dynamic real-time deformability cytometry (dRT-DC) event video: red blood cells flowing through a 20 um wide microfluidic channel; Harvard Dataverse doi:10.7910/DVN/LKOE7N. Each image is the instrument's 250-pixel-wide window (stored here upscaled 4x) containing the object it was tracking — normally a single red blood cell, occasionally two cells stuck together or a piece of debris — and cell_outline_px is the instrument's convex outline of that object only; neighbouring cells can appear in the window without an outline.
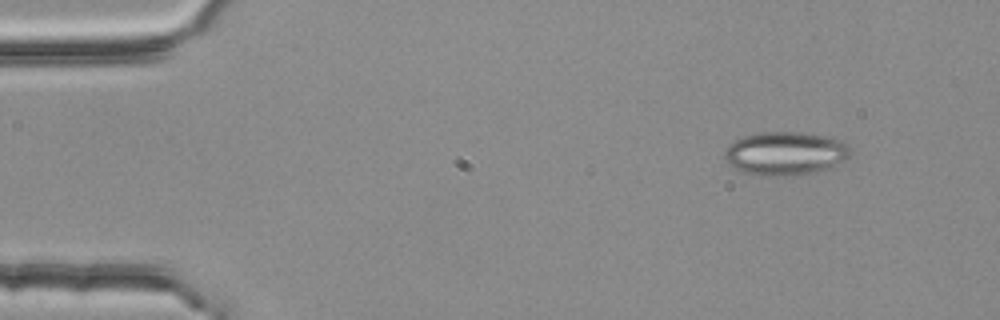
{"species": "common noctule bat (a hibernating species)", "species_latin": "Nyctalus noctula", "temperature_condition": "room temperature", "stored_images_in_passage": 4, "camera_frame_rate_fps": 3000, "um_per_image_px": 0.085, "animal": {"sex": "female", "body_mass_g": 25.1}, "frame": {"image": 1, "passage_image": 1, "time_ms": 0.0, "image_size_px": [1000, 320], "cell_outline_px": [[852, 152], [844, 160], [832, 168], [816, 172], [788, 176], [764, 176], [744, 172], [732, 168], [728, 164], [724, 156], [724, 152], [728, 144], [744, 136], [756, 132], [800, 132], [828, 136], [844, 140], [848, 144]], "centroid_in_image_um": [66.77, 13.04], "position_along_channel_um": 18.2, "area_um2": 32.43}}